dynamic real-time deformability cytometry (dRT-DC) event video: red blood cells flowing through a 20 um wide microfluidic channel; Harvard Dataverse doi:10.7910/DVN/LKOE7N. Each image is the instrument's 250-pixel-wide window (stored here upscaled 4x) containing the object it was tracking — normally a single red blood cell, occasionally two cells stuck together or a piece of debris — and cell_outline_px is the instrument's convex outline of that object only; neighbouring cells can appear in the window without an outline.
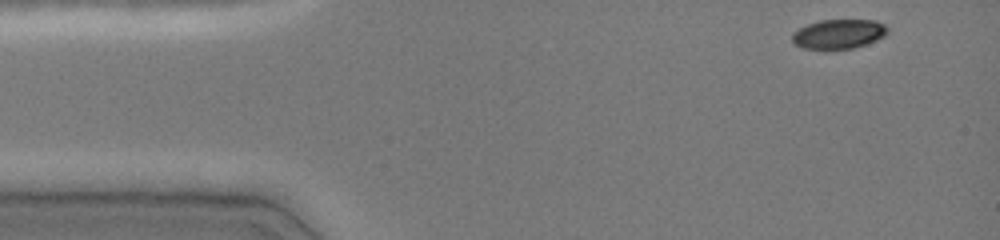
{"species": "common noctule bat (a hibernating species)", "species_latin": "Nyctalus noctula", "temperature_condition": "cold", "stored_images_in_passage": 40, "camera_frame_rate_fps": 3000, "um_per_image_px": 0.085, "animal": {"sex": "female", "body_mass_g": 19.0, "forearm_length_mm": 51.5}, "frame": {"image": 1, "passage_image": 1, "time_ms": 0.0, "image_size_px": [1000, 240], "cell_outline_px": [[888, 32], [884, 36], [876, 40], [852, 48], [804, 48], [796, 44], [792, 40], [792, 32], [808, 24], [820, 20], [876, 20], [884, 24], [888, 28]], "centroid_in_image_um": [71.3, 2.87], "position_along_channel_um": 13.7, "area_um2": 16.07}}
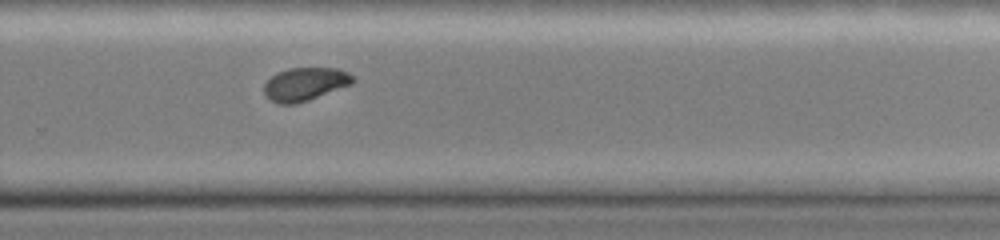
{"frame": {"image": 2, "passage_image": 29, "time_ms": 9.333, "image_size_px": [1000, 240], "cell_outline_px": [[356, 80], [352, 84], [308, 100], [296, 104], [280, 104], [272, 100], [264, 92], [264, 84], [276, 72], [288, 68], [340, 68], [348, 72]], "centroid_in_image_um": [25.95, 7.13], "position_along_channel_um": 303.9, "area_um2": 17.11}}
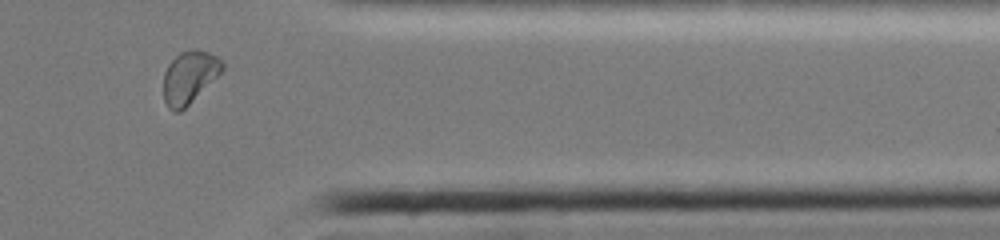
{"frame": {"image": 3, "passage_image": 36, "time_ms": 11.667, "image_size_px": [1000, 240], "cell_outline_px": [[224, 68], [180, 112], [172, 112], [168, 108], [164, 100], [164, 72], [168, 64], [180, 52], [192, 48], [196, 48], [208, 52], [216, 56], [224, 64]], "centroid_in_image_um": [16.06, 6.53], "position_along_channel_um": 395.3, "area_um2": 17.63}, "authors_computed_cell_mechanics": {"area_um2": 18.0047, "velocity_mm_per_s": 4.0543, "shape_relaxation_time_tau1_ms": 7.7003, "shape_relaxation_time_tau2_ms": 3.1299, "deformation_change_tau1": 0.1882, "deformation_change_tau2": 0.0444}}